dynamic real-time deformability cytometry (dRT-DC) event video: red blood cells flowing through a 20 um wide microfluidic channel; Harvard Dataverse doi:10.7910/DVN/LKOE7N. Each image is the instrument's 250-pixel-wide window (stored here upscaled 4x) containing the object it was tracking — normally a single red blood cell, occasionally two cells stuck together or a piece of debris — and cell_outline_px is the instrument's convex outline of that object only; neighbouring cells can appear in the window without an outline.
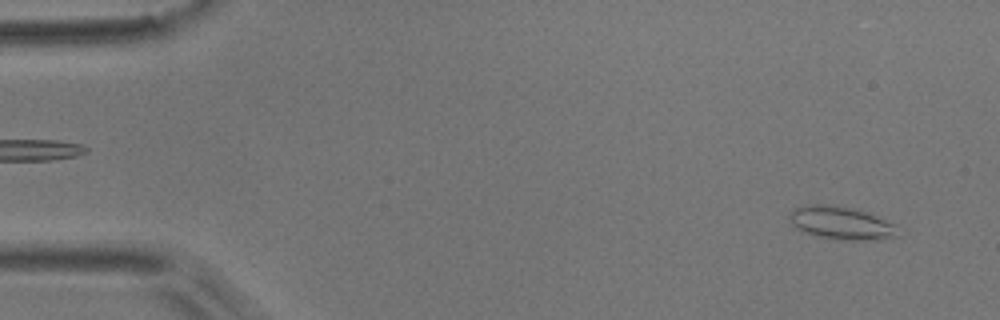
{"species": "common noctule bat (a hibernating species)", "species_latin": "Nyctalus noctula", "temperature_condition": "room temperature", "stored_images_in_passage": 3, "camera_frame_rate_fps": 3000, "um_per_image_px": 0.085, "animal": {"sex": "male", "body_mass_g": 17.9}, "frame": {"image": 1, "passage_image": 3, "time_ms": 0.667, "image_size_px": [1000, 320], "cell_outline_px": [[900, 236], [872, 240], [836, 240], [804, 232], [796, 228], [792, 224], [788, 216], [792, 208], [812, 204], [836, 204], [856, 208], [896, 224]], "centroid_in_image_um": [71.51, 18.94], "position_along_channel_um": 13.5, "area_um2": 21.21}}